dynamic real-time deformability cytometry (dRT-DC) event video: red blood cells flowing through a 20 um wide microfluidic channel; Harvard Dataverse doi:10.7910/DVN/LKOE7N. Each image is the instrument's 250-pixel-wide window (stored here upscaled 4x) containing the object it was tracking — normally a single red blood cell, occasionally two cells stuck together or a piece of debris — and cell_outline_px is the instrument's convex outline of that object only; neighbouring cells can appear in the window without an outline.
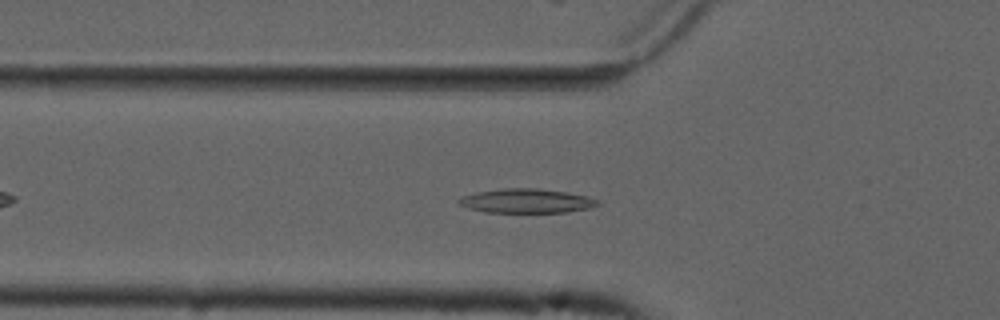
{"species": "common noctule bat (a hibernating species)", "species_latin": "Nyctalus noctula", "temperature_condition": "cold", "stored_images_in_passage": 46, "camera_frame_rate_fps": 3000, "um_per_image_px": 0.085, "animal": {"sex": "male", "forearm_length_mm": 52.5}, "frame": {"image": 1, "passage_image": 10, "time_ms": 3.0, "image_size_px": [1000, 320], "cell_outline_px": [[600, 204], [588, 208], [568, 212], [484, 212], [468, 208], [456, 204], [456, 200], [460, 196], [476, 192], [504, 188], [536, 188], [568, 192], [588, 196], [600, 200]], "centroid_in_image_um": [44.72, 17.07], "position_along_channel_um": 81.1, "area_um2": 19.83}}
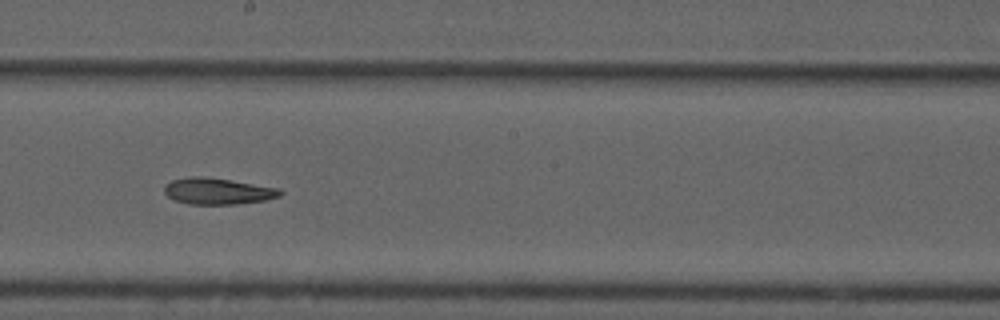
{"frame": {"image": 2, "passage_image": 22, "time_ms": 7.0, "image_size_px": [1000, 320], "cell_outline_px": [[284, 192], [280, 196], [264, 200], [236, 204], [188, 204], [176, 200], [168, 196], [164, 192], [164, 188], [172, 180], [192, 176], [200, 176], [232, 180], [280, 188]], "centroid_in_image_um": [18.54, 16.25], "position_along_channel_um": 229.7, "area_um2": 17.69}}
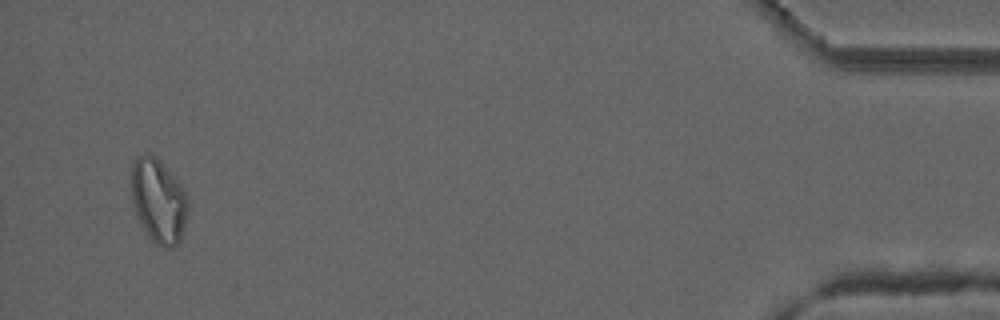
{"frame": {"image": 3, "passage_image": 44, "time_ms": 14.333, "image_size_px": [1000, 320], "cell_outline_px": [[188, 208], [180, 240], [172, 248], [164, 248], [156, 244], [148, 236], [132, 204], [132, 160], [148, 152], [156, 156], [160, 160], [176, 180], [184, 192], [188, 200]], "centroid_in_image_um": [13.46, 17.06], "position_along_channel_um": 421.7, "area_um2": 27.34}}